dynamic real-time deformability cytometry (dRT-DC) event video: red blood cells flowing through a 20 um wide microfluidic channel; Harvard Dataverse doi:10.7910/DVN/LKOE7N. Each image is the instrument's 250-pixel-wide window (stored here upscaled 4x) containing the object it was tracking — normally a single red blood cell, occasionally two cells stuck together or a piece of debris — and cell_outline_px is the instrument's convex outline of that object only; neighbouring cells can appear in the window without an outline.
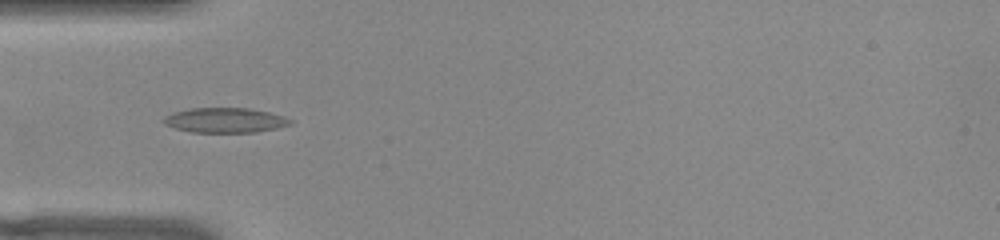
{"species": "common noctule bat (a hibernating species)", "species_latin": "Nyctalus noctula", "temperature_condition": "warm", "stored_images_in_passage": 52, "camera_frame_rate_fps": 3000, "um_per_image_px": 0.085, "animal": {"sex": "female", "body_mass_g": 22.0, "forearm_length_mm": 56.7}, "frame": {"image": 1, "passage_image": 16, "time_ms": 5.0, "image_size_px": [1000, 240], "cell_outline_px": [[292, 124], [276, 128], [256, 132], [192, 132], [176, 128], [164, 124], [160, 120], [164, 116], [172, 112], [192, 108], [248, 108], [268, 112], [284, 116], [292, 120]], "centroid_in_image_um": [19.1, 10.21], "position_along_channel_um": 65.9, "area_um2": 18.38}}
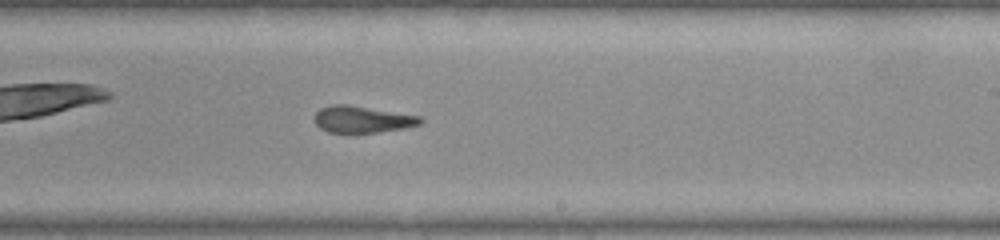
{"frame": {"image": 2, "passage_image": 31, "time_ms": 10.0, "image_size_px": [1000, 240], "cell_outline_px": [[424, 120], [420, 124], [404, 128], [352, 136], [328, 132], [320, 128], [316, 124], [316, 112], [320, 108], [332, 104], [348, 104], [420, 116]], "centroid_in_image_um": [30.76, 10.18], "position_along_channel_um": 258.2, "area_um2": 17.05}}
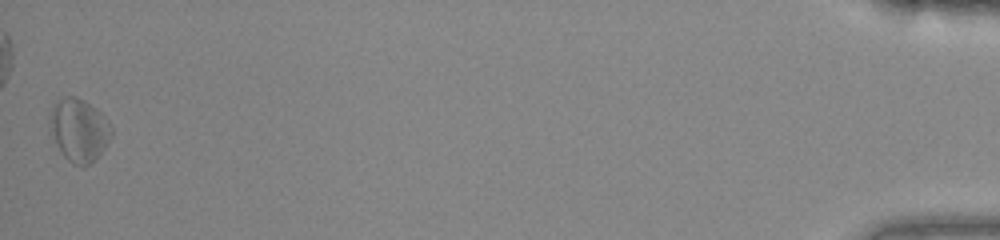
{"frame": {"image": 3, "passage_image": 52, "time_ms": 17.0, "image_size_px": [1000, 240], "cell_outline_px": [[112, 136], [104, 148], [88, 164], [72, 164], [64, 156], [48, 124], [48, 116], [52, 108], [60, 100], [68, 96], [76, 96], [84, 100], [96, 108], [104, 116], [112, 128]], "centroid_in_image_um": [6.72, 11.01], "position_along_channel_um": 428.5, "area_um2": 21.96}, "authors_computed_cell_mechanics": {"area_um2": 18.1492, "velocity_mm_per_s": 3.8529, "shape_relaxation_time_tau1_ms": null, "shape_relaxation_time_tau2_ms": 5.0059, "deformation_change_tau1": null, "deformation_change_tau2": 0.1349}}